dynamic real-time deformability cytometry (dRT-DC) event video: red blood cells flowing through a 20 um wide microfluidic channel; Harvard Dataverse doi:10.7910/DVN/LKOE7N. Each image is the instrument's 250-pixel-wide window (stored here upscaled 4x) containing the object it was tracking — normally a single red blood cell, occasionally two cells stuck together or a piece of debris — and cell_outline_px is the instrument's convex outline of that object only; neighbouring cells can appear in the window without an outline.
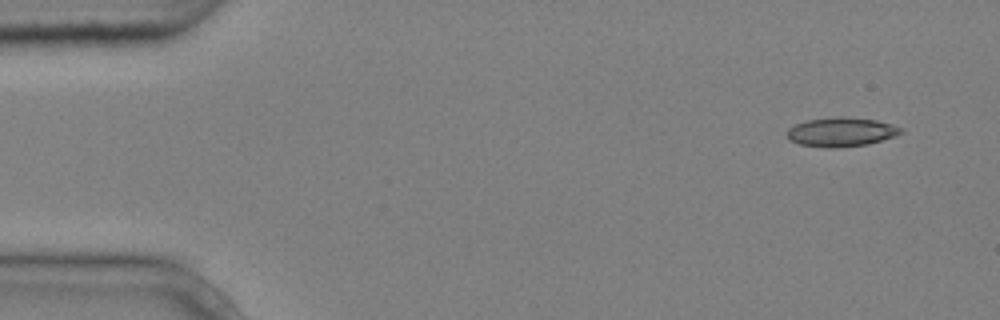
{"species": "common noctule bat (a hibernating species)", "species_latin": "Nyctalus noctula", "temperature_condition": "cold", "stored_images_in_passage": 5, "camera_frame_rate_fps": 3000, "um_per_image_px": 0.085, "animal": {"sex": "male", "body_mass_g": 20.4}, "frame": {"image": 1, "passage_image": 1, "time_ms": 0.0, "image_size_px": [1000, 320], "cell_outline_px": [[904, 132], [896, 136], [868, 144], [836, 148], [828, 148], [800, 144], [788, 140], [788, 128], [796, 124], [808, 120], [840, 116], [876, 120], [892, 124], [904, 128]], "centroid_in_image_um": [71.54, 11.22], "position_along_channel_um": 13.5, "area_um2": 19.36}}
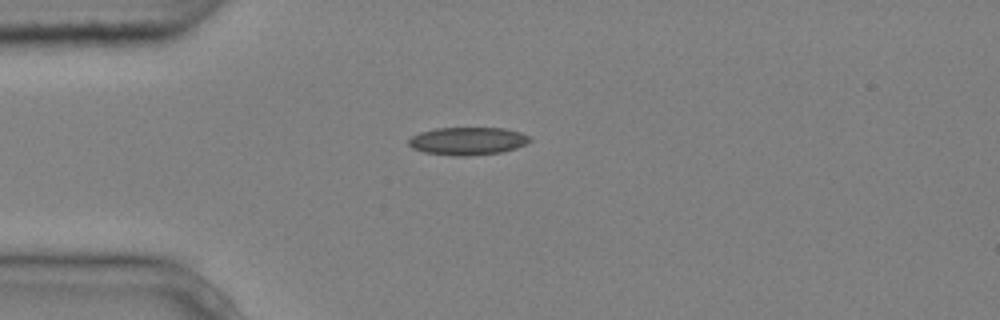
{"frame": {"image": 2, "passage_image": 4, "time_ms": 1.0, "image_size_px": [1000, 320], "cell_outline_px": [[532, 140], [516, 148], [500, 152], [464, 156], [452, 156], [424, 152], [412, 148], [408, 144], [408, 140], [412, 136], [420, 132], [436, 128], [504, 128], [520, 132], [532, 136]], "centroid_in_image_um": [39.75, 11.98], "position_along_channel_um": 45.2, "area_um2": 19.65}}
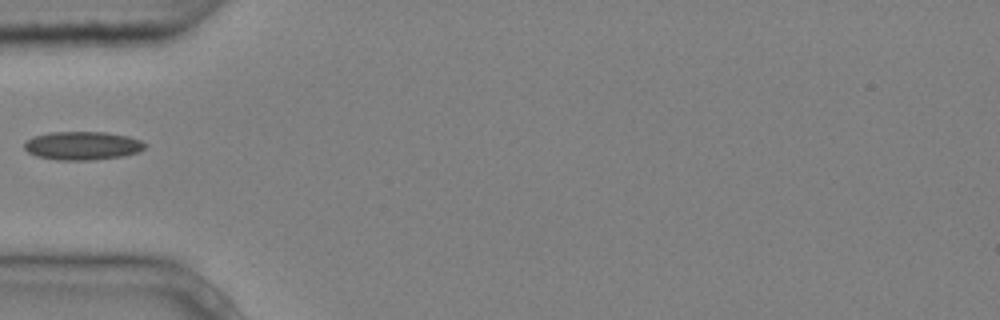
{"frame": {"image": 3, "passage_image": 5, "time_ms": 1.333, "image_size_px": [1000, 320], "cell_outline_px": [[148, 144], [144, 148], [136, 152], [120, 156], [92, 160], [56, 160], [36, 156], [28, 152], [24, 148], [24, 144], [32, 136], [48, 132], [104, 132], [128, 136], [140, 140]], "centroid_in_image_um": [6.97, 12.38], "position_along_channel_um": 78.0, "area_um2": 19.94}}